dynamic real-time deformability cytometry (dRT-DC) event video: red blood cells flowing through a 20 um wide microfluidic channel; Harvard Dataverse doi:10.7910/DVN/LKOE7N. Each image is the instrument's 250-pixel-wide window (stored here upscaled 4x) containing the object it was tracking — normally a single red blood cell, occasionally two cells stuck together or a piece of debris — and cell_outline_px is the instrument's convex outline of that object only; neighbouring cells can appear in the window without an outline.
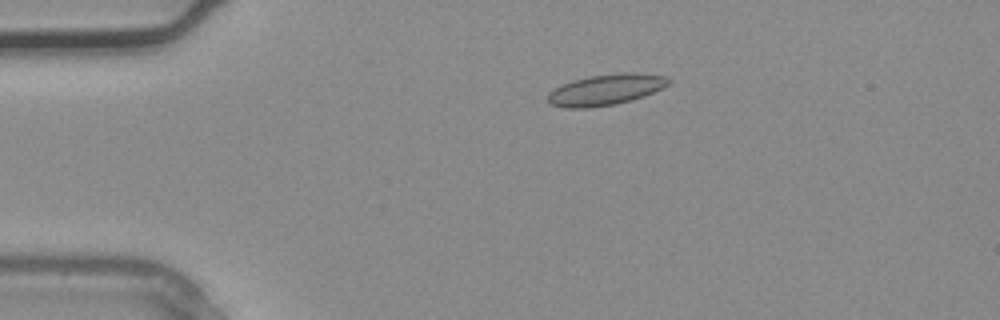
{"species": "common noctule bat (a hibernating species)", "species_latin": "Nyctalus noctula", "temperature_condition": "warm", "stored_images_in_passage": 3, "camera_frame_rate_fps": 3000, "um_per_image_px": 0.085, "animal": {"sex": "male", "body_mass_g": 20.4}, "frame": {"image": 1, "passage_image": 2, "time_ms": 0.333, "image_size_px": [1000, 320], "cell_outline_px": [[672, 80], [668, 84], [644, 96], [632, 100], [616, 104], [592, 108], [564, 108], [548, 104], [548, 92], [560, 84], [572, 80], [592, 76], [624, 72], [636, 72], [664, 76]], "centroid_in_image_um": [51.44, 7.63], "position_along_channel_um": 33.6, "area_um2": 21.91}}